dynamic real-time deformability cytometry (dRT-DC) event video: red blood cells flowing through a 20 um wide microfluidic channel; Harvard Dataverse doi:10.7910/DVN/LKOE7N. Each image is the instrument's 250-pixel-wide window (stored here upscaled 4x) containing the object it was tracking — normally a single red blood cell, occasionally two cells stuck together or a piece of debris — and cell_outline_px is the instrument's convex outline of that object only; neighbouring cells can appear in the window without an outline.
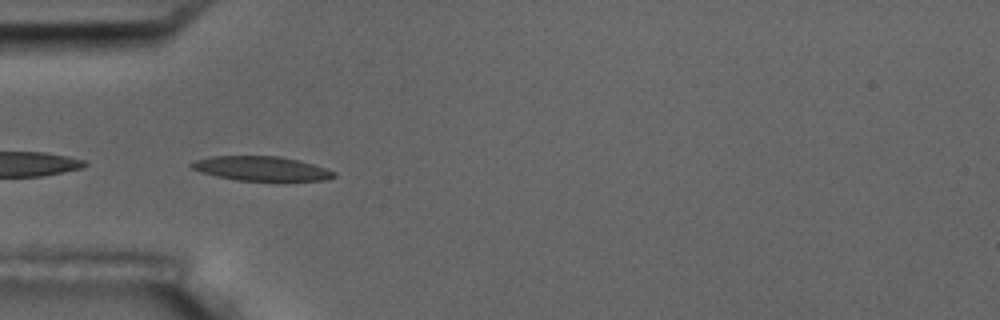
{"species": "common noctule bat (a hibernating species)", "species_latin": "Nyctalus noctula", "temperature_condition": "room temperature", "stored_images_in_passage": 3, "camera_frame_rate_fps": 3000, "um_per_image_px": 0.085, "animal": {"sex": "male", "body_mass_g": 17.5, "forearm_length_mm": 52.3}, "frame": {"image": 1, "passage_image": 2, "time_ms": 1.333, "image_size_px": [1000, 320], "cell_outline_px": [[336, 176], [324, 180], [236, 180], [216, 176], [200, 172], [192, 168], [188, 164], [196, 160], [208, 156], [280, 156], [300, 160], [336, 172]], "centroid_in_image_um": [22.17, 14.31], "position_along_channel_um": 62.8, "area_um2": 20.11}}